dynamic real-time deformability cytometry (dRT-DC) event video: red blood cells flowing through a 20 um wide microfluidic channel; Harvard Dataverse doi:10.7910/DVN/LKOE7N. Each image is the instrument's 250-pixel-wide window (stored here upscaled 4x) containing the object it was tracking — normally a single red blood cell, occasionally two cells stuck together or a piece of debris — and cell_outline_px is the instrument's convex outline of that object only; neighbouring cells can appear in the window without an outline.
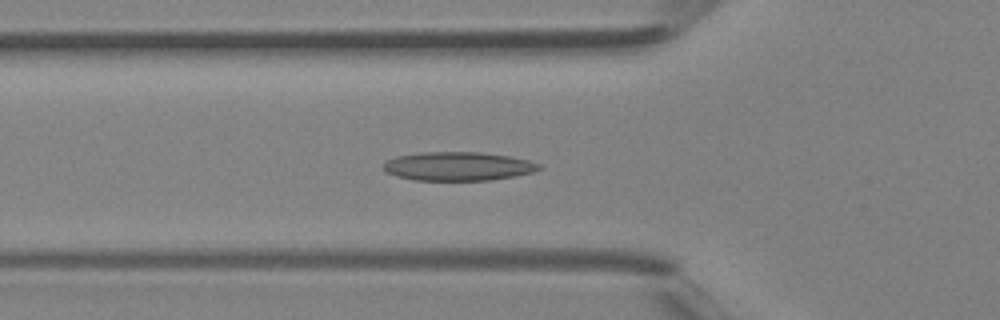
{"species": "Egyptian fruit bat (a non-hibernating species)", "species_latin": "Rousettus aegyptiacus", "temperature_condition": "room temperature", "stored_images_in_passage": 36, "camera_frame_rate_fps": 3000, "um_per_image_px": 0.085, "animal": {"sex": "female"}, "frame": {"image": 1, "passage_image": 8, "time_ms": 2.333, "image_size_px": [1000, 320], "cell_outline_px": [[544, 168], [532, 172], [516, 176], [488, 180], [412, 180], [396, 176], [384, 172], [380, 168], [388, 160], [396, 156], [424, 152], [480, 152], [508, 156], [528, 160], [540, 164]], "centroid_in_image_um": [38.91, 14.14], "position_along_channel_um": 86.9, "area_um2": 26.18}}
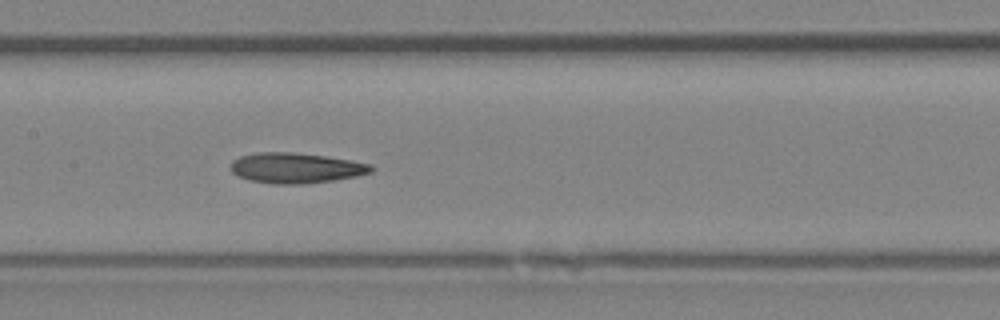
{"frame": {"image": 2, "passage_image": 14, "time_ms": 4.333, "image_size_px": [1000, 320], "cell_outline_px": [[372, 172], [356, 176], [332, 180], [304, 184], [276, 184], [248, 180], [236, 176], [232, 172], [232, 160], [240, 156], [260, 152], [296, 152], [352, 160], [372, 164]], "centroid_in_image_um": [25.14, 14.27], "position_along_channel_um": 182.3, "area_um2": 24.85}}
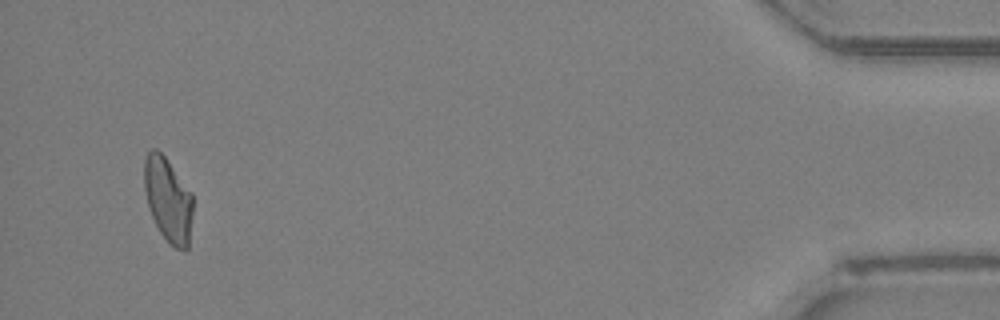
{"frame": {"image": 3, "passage_image": 34, "time_ms": 11.0, "image_size_px": [1000, 320], "cell_outline_px": [[192, 212], [188, 248], [184, 252], [176, 248], [160, 232], [152, 216], [148, 204], [144, 188], [144, 160], [148, 152], [152, 148], [156, 148], [164, 156], [192, 192]], "centroid_in_image_um": [14.29, 16.95], "position_along_channel_um": 420.9, "area_um2": 23.64}}